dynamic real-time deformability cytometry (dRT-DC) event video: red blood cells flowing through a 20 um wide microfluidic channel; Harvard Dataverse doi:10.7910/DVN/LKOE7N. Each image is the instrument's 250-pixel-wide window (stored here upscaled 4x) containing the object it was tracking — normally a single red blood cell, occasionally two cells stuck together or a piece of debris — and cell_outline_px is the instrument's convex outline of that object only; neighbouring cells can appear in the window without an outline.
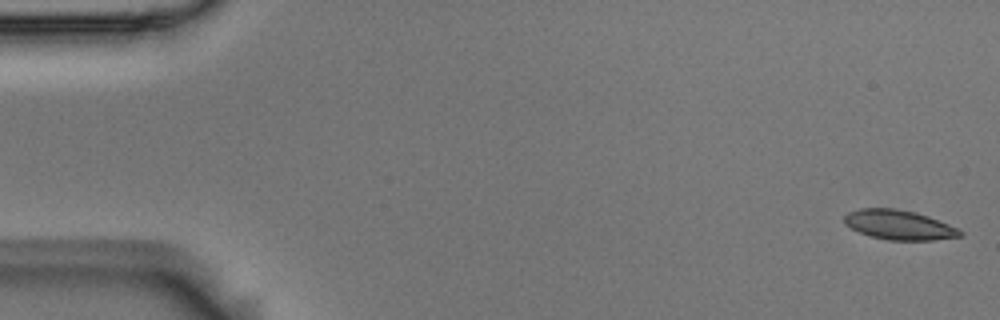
{"species": "Egyptian fruit bat (a non-hibernating species)", "species_latin": "Rousettus aegyptiacus", "temperature_condition": "room temperature", "stored_images_in_passage": 54, "camera_frame_rate_fps": 3000, "um_per_image_px": 0.085, "animal": {"sex": "male"}, "frame": {"image": 1, "passage_image": 1, "time_ms": 0.0, "image_size_px": [1000, 320], "cell_outline_px": [[964, 232], [960, 236], [932, 240], [888, 240], [868, 236], [844, 224], [844, 216], [848, 212], [860, 208], [892, 208], [912, 212], [928, 216], [948, 224]], "centroid_in_image_um": [76.37, 19.12], "position_along_channel_um": 8.6, "area_um2": 19.77}}
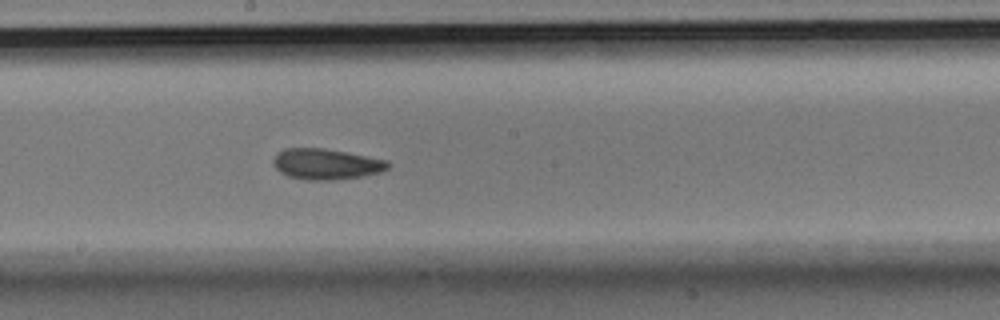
{"frame": {"image": 2, "passage_image": 29, "time_ms": 9.333, "image_size_px": [1000, 320], "cell_outline_px": [[392, 164], [388, 168], [380, 172], [360, 176], [332, 180], [308, 180], [288, 176], [280, 172], [272, 164], [272, 160], [276, 152], [284, 148], [324, 148], [388, 160]], "centroid_in_image_um": [27.69, 13.93], "position_along_channel_um": 220.5, "area_um2": 20.63}}
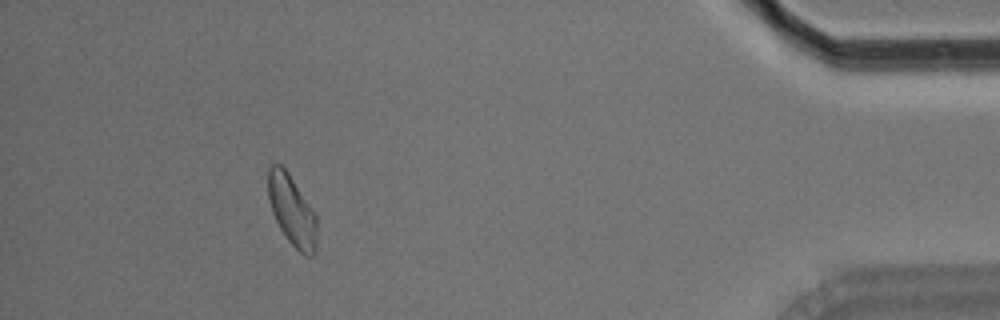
{"frame": {"image": 3, "passage_image": 49, "time_ms": 16.0, "image_size_px": [1000, 320], "cell_outline_px": [[316, 248], [312, 256], [304, 256], [288, 240], [280, 228], [272, 212], [268, 200], [268, 168], [272, 164], [280, 164], [288, 172], [316, 216]], "centroid_in_image_um": [24.79, 17.89], "position_along_channel_um": 410.4, "area_um2": 19.71}, "authors_computed_cell_mechanics": {"area_um2": 20.3456, "velocity_mm_per_s": 3.715, "shape_relaxation_time_tau1_ms": 9.7954, "shape_relaxation_time_tau2_ms": 6.0191, "deformation_change_tau1": 0.1475, "deformation_change_tau2": 0.1007}}